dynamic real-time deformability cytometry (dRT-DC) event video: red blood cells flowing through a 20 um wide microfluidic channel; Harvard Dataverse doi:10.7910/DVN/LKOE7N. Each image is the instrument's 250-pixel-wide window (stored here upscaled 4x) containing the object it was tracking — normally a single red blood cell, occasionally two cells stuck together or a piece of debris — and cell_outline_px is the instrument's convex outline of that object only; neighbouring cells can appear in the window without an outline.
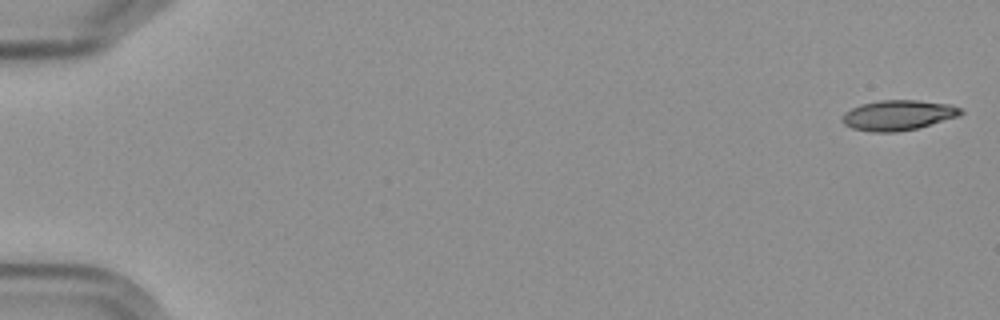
{"species": "Egyptian fruit bat (a non-hibernating species)", "species_latin": "Rousettus aegyptiacus", "temperature_condition": "cold", "stored_images_in_passage": 5, "camera_frame_rate_fps": 3000, "um_per_image_px": 0.085, "frame": {"image": 1, "passage_image": 1, "time_ms": 0.0, "image_size_px": [1000, 320], "cell_outline_px": [[964, 112], [960, 116], [916, 128], [896, 132], [872, 132], [852, 128], [844, 124], [840, 120], [844, 112], [852, 108], [864, 104], [880, 100], [916, 100], [948, 104], [960, 108]], "centroid_in_image_um": [76.32, 9.79], "position_along_channel_um": 8.7, "area_um2": 20.69}}
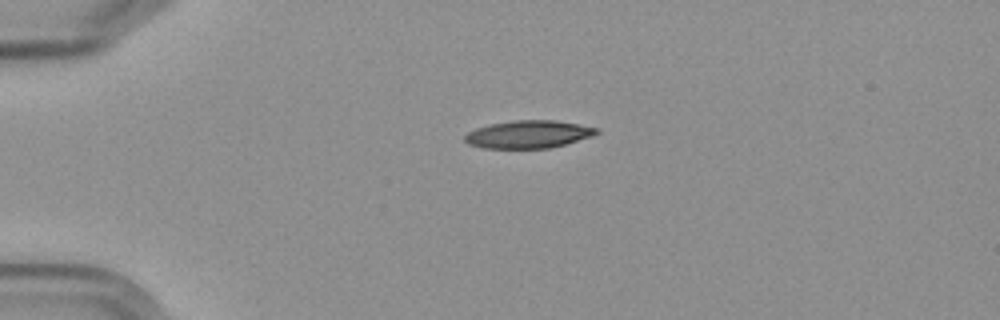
{"frame": {"image": 2, "passage_image": 4, "time_ms": 4.333, "image_size_px": [1000, 320], "cell_outline_px": [[600, 132], [592, 136], [564, 144], [548, 148], [480, 148], [468, 144], [464, 140], [464, 136], [468, 132], [492, 124], [516, 120], [552, 120], [600, 128]], "centroid_in_image_um": [44.92, 11.42], "position_along_channel_um": 40.1, "area_um2": 20.98}}